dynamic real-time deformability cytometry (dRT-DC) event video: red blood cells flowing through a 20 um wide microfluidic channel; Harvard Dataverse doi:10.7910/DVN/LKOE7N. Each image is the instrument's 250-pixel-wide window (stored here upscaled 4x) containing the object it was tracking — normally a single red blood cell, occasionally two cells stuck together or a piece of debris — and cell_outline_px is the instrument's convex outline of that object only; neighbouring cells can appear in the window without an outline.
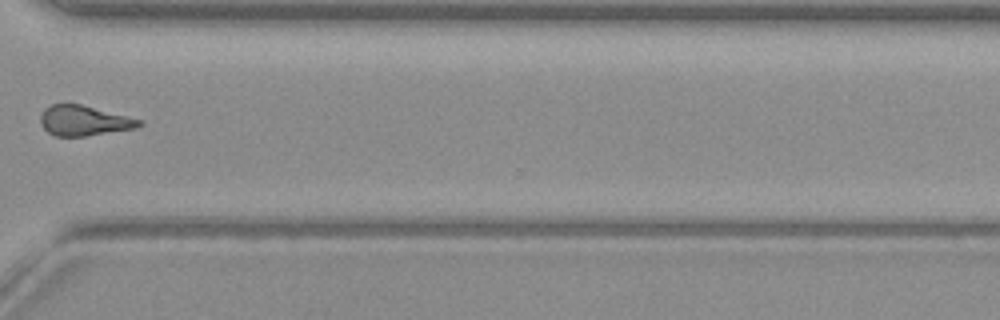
{"species": "common noctule bat (a hibernating species)", "species_latin": "Nyctalus noctula", "temperature_condition": "warm", "stored_images_in_passage": 16, "camera_frame_rate_fps": 3000, "um_per_image_px": 0.085, "animal": {"sex": "female", "body_mass_g": 19.3, "forearm_length_mm": 54.1}, "frame": {"image": 1, "passage_image": 13, "time_ms": 17.0, "image_size_px": [1000, 320], "cell_outline_px": [[144, 124], [136, 128], [84, 136], [56, 136], [48, 132], [40, 124], [40, 116], [44, 108], [52, 104], [80, 104], [144, 120]], "centroid_in_image_um": [7.15, 10.25], "position_along_channel_um": 363.5, "area_um2": 17.34}}
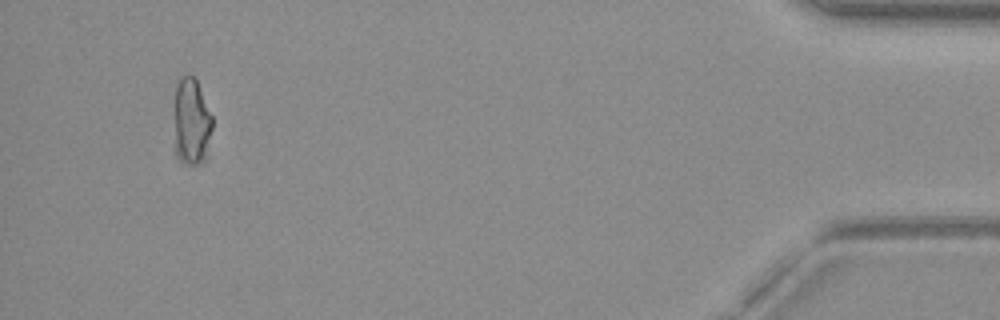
{"frame": {"image": 2, "passage_image": 16, "time_ms": 20.667, "image_size_px": [1000, 320], "cell_outline_px": [[212, 128], [208, 156], [200, 164], [180, 164], [176, 156], [176, 84], [184, 76], [192, 76], [196, 80], [212, 116]], "centroid_in_image_um": [16.32, 10.45], "position_along_channel_um": 418.9, "area_um2": 19.07}}